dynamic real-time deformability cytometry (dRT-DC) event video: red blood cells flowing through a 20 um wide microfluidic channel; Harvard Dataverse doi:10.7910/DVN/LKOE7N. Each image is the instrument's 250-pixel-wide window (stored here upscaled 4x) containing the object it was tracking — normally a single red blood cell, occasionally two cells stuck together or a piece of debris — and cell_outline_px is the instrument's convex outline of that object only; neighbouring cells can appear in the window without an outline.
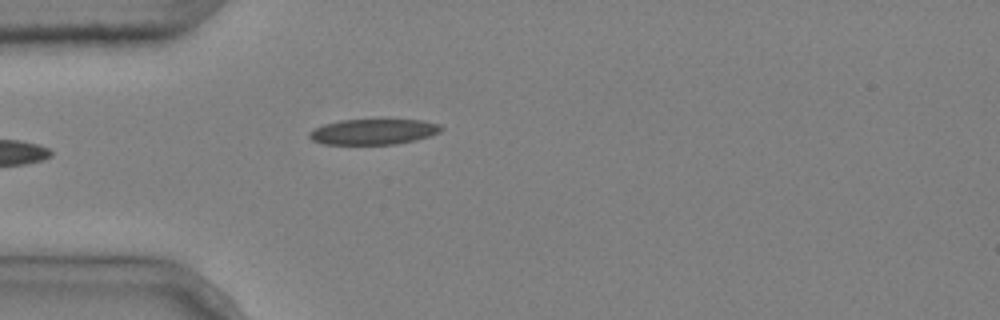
{"species": "common noctule bat (a hibernating species)", "species_latin": "Nyctalus noctula", "temperature_condition": "cold", "stored_images_in_passage": 4, "camera_frame_rate_fps": 3000, "um_per_image_px": 0.085, "animal": {"sex": "male", "body_mass_g": 20.4}, "frame": {"image": 1, "passage_image": 4, "time_ms": 1.0, "image_size_px": [1000, 320], "cell_outline_px": [[444, 128], [440, 132], [416, 140], [396, 144], [324, 144], [312, 140], [308, 136], [308, 132], [324, 124], [340, 120], [420, 120], [440, 124]], "centroid_in_image_um": [31.74, 11.2], "position_along_channel_um": 53.3, "area_um2": 19.54}}